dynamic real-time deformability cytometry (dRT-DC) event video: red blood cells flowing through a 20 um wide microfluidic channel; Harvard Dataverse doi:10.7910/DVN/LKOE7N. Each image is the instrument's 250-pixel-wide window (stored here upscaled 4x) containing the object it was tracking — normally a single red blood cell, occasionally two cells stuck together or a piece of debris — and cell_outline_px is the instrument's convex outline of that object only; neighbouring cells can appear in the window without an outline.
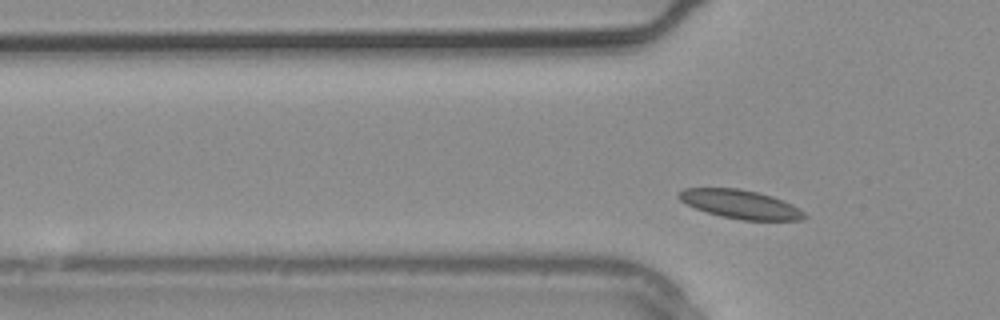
{"species": "common noctule bat (a hibernating species)", "species_latin": "Nyctalus noctula", "temperature_condition": "warm", "stored_images_in_passage": 2, "camera_frame_rate_fps": 3000, "um_per_image_px": 0.085, "animal": {"sex": "male", "body_mass_g": 20.4}, "frame": {"image": 1, "passage_image": 2, "time_ms": 0.333, "image_size_px": [1000, 320], "cell_outline_px": [[808, 216], [800, 220], [744, 220], [720, 216], [696, 208], [680, 200], [676, 196], [676, 192], [684, 188], [740, 188], [772, 196], [792, 204], [804, 212]], "centroid_in_image_um": [62.91, 17.35], "position_along_channel_um": 62.9, "area_um2": 20.92}}